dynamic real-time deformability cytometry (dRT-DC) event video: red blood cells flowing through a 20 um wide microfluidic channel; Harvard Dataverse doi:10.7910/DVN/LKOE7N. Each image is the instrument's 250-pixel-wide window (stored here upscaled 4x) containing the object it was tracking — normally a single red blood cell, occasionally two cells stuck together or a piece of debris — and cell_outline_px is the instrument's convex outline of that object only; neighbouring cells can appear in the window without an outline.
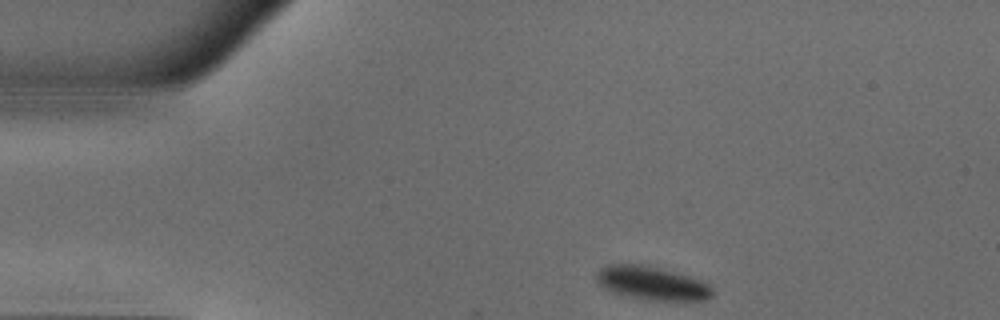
{"species": "common noctule bat (a hibernating species)", "species_latin": "Nyctalus noctula", "temperature_condition": "warm", "stored_images_in_passage": 42, "camera_frame_rate_fps": 3000, "um_per_image_px": 0.085, "animal": {"sex": "male", "body_mass_g": 18.8}, "frame": {"image": 1, "passage_image": 1, "time_ms": 0.0, "image_size_px": [1000, 320], "cell_outline_px": [[712, 296], [708, 300], [640, 300], [612, 292], [600, 288], [596, 280], [596, 272], [600, 268], [608, 264], [640, 264], [688, 276], [700, 280], [708, 284], [712, 288]], "centroid_in_image_um": [55.34, 24.09], "position_along_channel_um": 29.7, "area_um2": 22.72}}
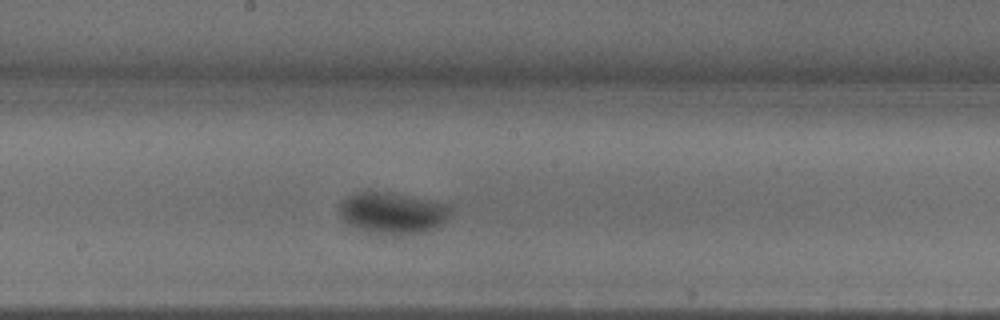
{"frame": {"image": 2, "passage_image": 19, "time_ms": 6.0, "image_size_px": [1000, 320], "cell_outline_px": [[452, 212], [436, 228], [424, 232], [400, 236], [368, 232], [356, 228], [348, 224], [344, 220], [340, 212], [340, 204], [348, 196], [360, 192], [388, 192], [452, 204]], "centroid_in_image_um": [33.42, 18.12], "position_along_channel_um": 214.8, "area_um2": 26.93}}
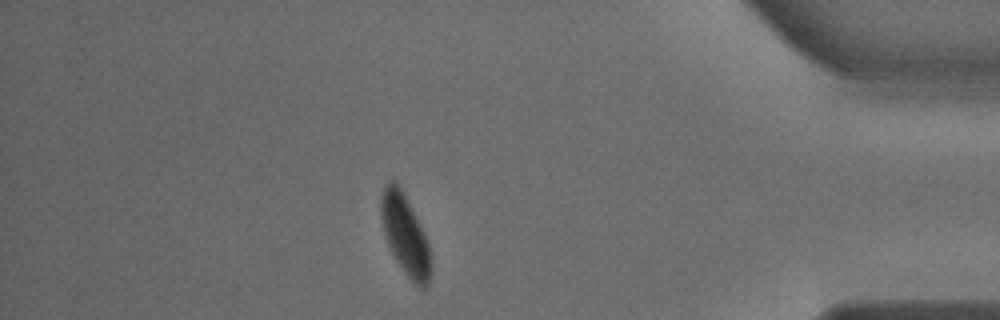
{"frame": {"image": 3, "passage_image": 36, "time_ms": 11.667, "image_size_px": [1000, 320], "cell_outline_px": [[432, 276], [428, 284], [424, 288], [420, 288], [412, 284], [396, 260], [384, 236], [380, 216], [380, 196], [384, 188], [392, 180], [396, 180], [428, 244], [432, 264]], "centroid_in_image_um": [34.43, 20.06], "position_along_channel_um": 400.8, "area_um2": 22.95}, "authors_computed_cell_mechanics": {"area_um2": 25.5476, "velocity_mm_per_s": 3.9829, "shape_relaxation_time_tau1_ms": 3.7358, "shape_relaxation_time_tau2_ms": null, "deformation_change_tau1": 0.1324, "deformation_change_tau2": null}}